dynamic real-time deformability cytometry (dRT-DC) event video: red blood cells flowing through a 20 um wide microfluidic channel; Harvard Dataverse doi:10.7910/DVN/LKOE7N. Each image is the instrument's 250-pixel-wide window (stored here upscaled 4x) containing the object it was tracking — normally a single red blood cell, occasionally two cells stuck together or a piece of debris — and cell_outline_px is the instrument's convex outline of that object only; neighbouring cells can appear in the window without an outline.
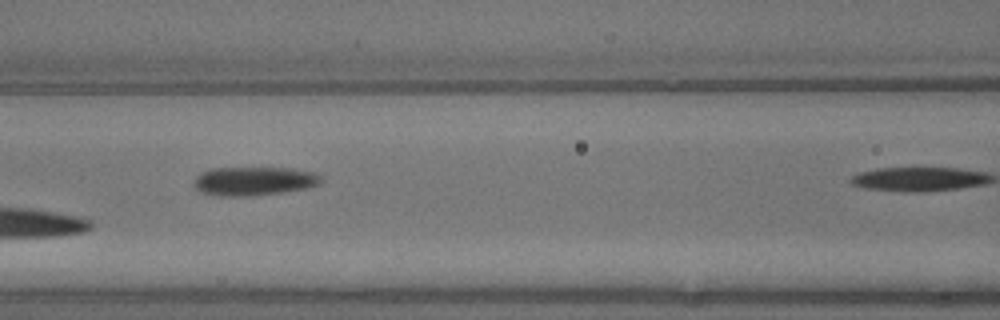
{"species": "common noctule bat (a hibernating species)", "species_latin": "Nyctalus noctula", "temperature_condition": "warm", "stored_images_in_passage": 9, "camera_frame_rate_fps": 3000, "um_per_image_px": 0.085, "animal": {"sex": "male", "body_mass_g": 13.3}, "frame": {"image": 1, "passage_image": 4, "time_ms": 1.0, "image_size_px": [1000, 320], "cell_outline_px": [[320, 184], [308, 188], [252, 196], [216, 196], [200, 192], [196, 188], [196, 176], [200, 172], [212, 168], [292, 168], [312, 172], [320, 176]], "centroid_in_image_um": [21.56, 15.39], "position_along_channel_um": 145.0, "area_um2": 21.21}}